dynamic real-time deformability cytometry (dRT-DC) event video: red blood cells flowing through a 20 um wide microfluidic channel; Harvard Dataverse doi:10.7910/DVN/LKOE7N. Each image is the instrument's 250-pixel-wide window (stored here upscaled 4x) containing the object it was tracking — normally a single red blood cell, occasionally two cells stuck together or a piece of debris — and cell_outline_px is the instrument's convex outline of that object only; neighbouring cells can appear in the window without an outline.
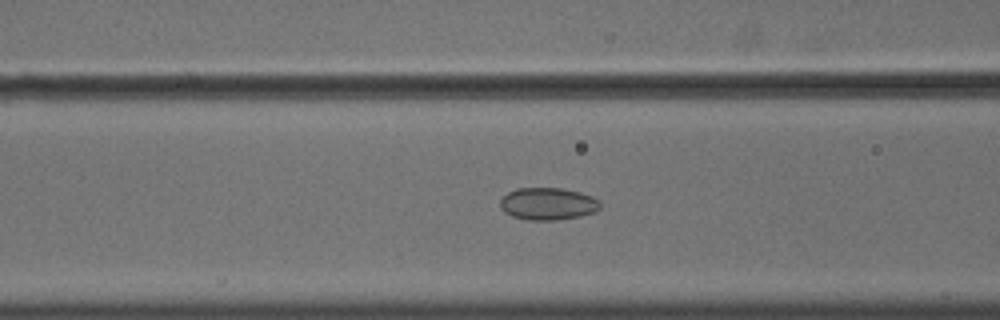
{"species": "common noctule bat (a hibernating species)", "species_latin": "Nyctalus noctula", "temperature_condition": "cold", "stored_images_in_passage": 57, "camera_frame_rate_fps": 3000, "um_per_image_px": 0.085, "animal": {"sex": "male", "body_mass_g": 18.8}, "frame": {"image": 1, "passage_image": 24, "time_ms": 7.667, "image_size_px": [1000, 320], "cell_outline_px": [[600, 208], [596, 212], [580, 216], [552, 220], [528, 220], [512, 216], [504, 212], [500, 208], [500, 200], [508, 192], [516, 188], [560, 188], [580, 192], [592, 196], [600, 200]], "centroid_in_image_um": [46.57, 17.32], "position_along_channel_um": 120.0, "area_um2": 18.9}}
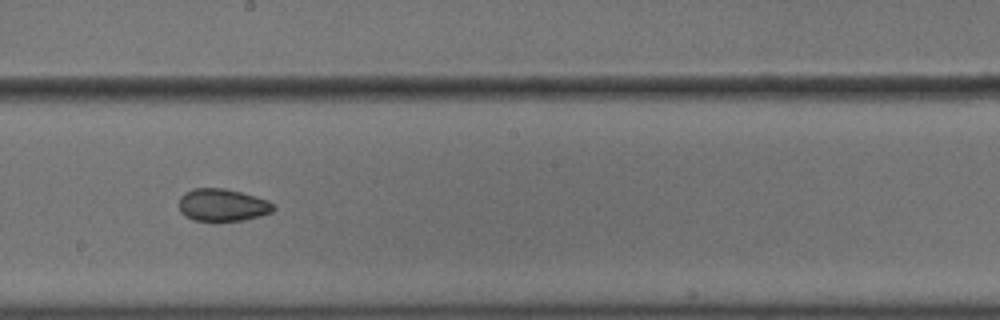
{"frame": {"image": 2, "passage_image": 33, "time_ms": 10.667, "image_size_px": [1000, 320], "cell_outline_px": [[276, 208], [272, 212], [260, 216], [244, 220], [192, 220], [184, 216], [180, 212], [180, 196], [184, 192], [192, 188], [224, 188], [256, 196], [268, 200]], "centroid_in_image_um": [18.9, 17.42], "position_along_channel_um": 229.3, "area_um2": 17.86}}
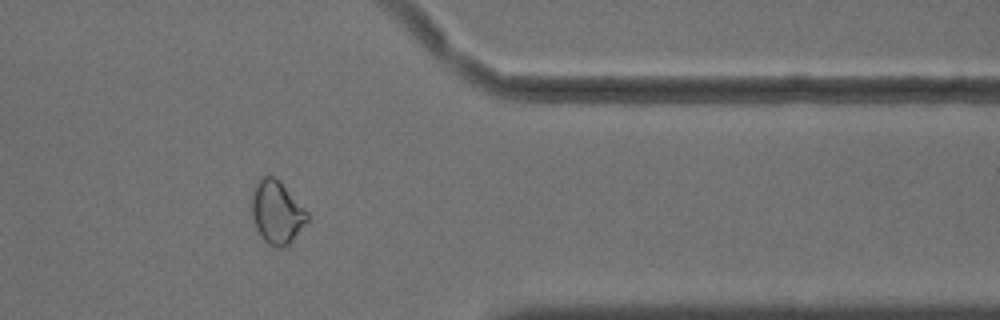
{"frame": {"image": 3, "passage_image": 47, "time_ms": 15.333, "image_size_px": [1000, 320], "cell_outline_px": [[308, 220], [288, 244], [284, 248], [276, 248], [268, 244], [260, 236], [256, 228], [252, 216], [252, 196], [256, 184], [264, 176], [272, 176], [280, 180], [308, 212]], "centroid_in_image_um": [23.53, 18.05], "position_along_channel_um": 387.9, "area_um2": 20.17}, "authors_computed_cell_mechanics": {"area_um2": 20.1722, "velocity_mm_per_s": 3.6345, "shape_relaxation_time_tau1_ms": null, "shape_relaxation_time_tau2_ms": 2.8242, "deformation_change_tau1": null, "deformation_change_tau2": 0.0638}}